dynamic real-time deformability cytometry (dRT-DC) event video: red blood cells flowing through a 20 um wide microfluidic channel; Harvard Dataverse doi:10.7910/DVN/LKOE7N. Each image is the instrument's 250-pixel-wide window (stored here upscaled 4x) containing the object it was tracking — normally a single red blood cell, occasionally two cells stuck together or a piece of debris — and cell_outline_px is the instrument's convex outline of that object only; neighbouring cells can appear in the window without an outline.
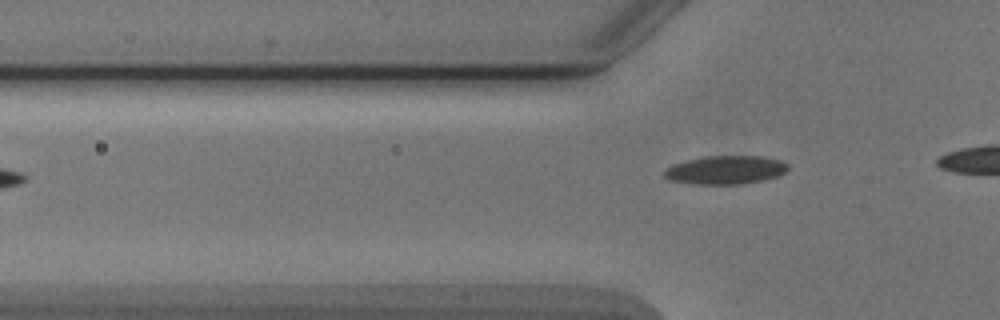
{"species": "Egyptian fruit bat (a non-hibernating species)", "species_latin": "Rousettus aegyptiacus", "temperature_condition": "cold", "stored_images_in_passage": 5, "camera_frame_rate_fps": 3000, "um_per_image_px": 0.085, "animal": {"sex": "male"}, "frame": {"image": 1, "passage_image": 5, "time_ms": 5.667, "image_size_px": [1000, 320], "cell_outline_px": [[788, 168], [784, 172], [776, 176], [764, 180], [740, 184], [692, 184], [668, 180], [664, 176], [664, 172], [672, 164], [688, 160], [708, 156], [764, 156], [780, 160], [788, 164]], "centroid_in_image_um": [61.66, 14.45], "position_along_channel_um": 64.1, "area_um2": 20.46}}